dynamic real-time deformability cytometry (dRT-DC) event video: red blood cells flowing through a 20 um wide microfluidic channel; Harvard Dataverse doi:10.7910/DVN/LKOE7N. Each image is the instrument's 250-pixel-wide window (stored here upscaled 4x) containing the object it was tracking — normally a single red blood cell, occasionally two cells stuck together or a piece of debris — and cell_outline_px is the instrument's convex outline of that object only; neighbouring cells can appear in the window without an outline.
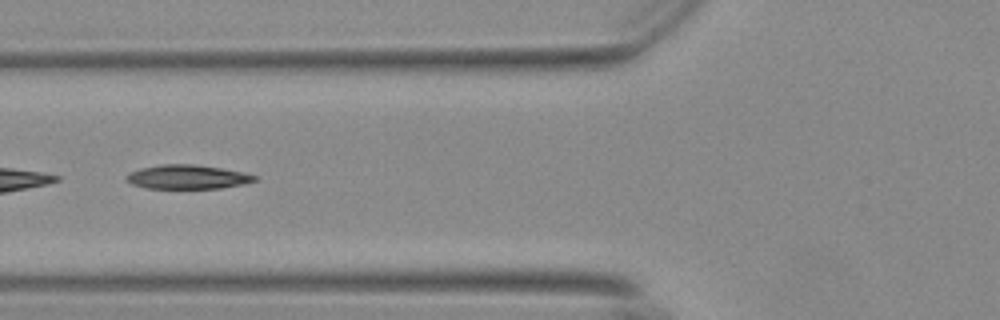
{"species": "Egyptian fruit bat (a non-hibernating species)", "species_latin": "Rousettus aegyptiacus", "temperature_condition": "warm", "stored_images_in_passage": 25, "segment_of_instrument_passage": [2, 2], "camera_frame_rate_fps": 3000, "um_per_image_px": 0.085, "animal": {"sex": "female"}, "frame": {"image": 1, "passage_image": 21, "time_ms": 6.667, "image_size_px": [1000, 320], "cell_outline_px": [[256, 180], [244, 184], [220, 188], [148, 188], [132, 184], [124, 180], [124, 176], [140, 168], [160, 164], [196, 164], [244, 172], [256, 176]], "centroid_in_image_um": [15.91, 15.03], "position_along_channel_um": 109.9, "area_um2": 17.98}}